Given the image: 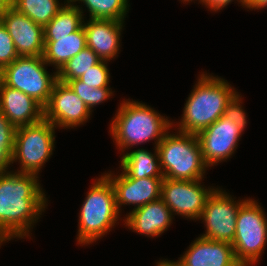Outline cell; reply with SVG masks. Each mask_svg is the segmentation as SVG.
<instances>
[{
	"mask_svg": "<svg viewBox=\"0 0 267 266\" xmlns=\"http://www.w3.org/2000/svg\"><path fill=\"white\" fill-rule=\"evenodd\" d=\"M234 0H201L200 3H202V5H206L205 7H207L210 11H220L223 8H225L229 3L233 2ZM237 2H239V4L242 5V7H246L247 6V2L248 0H236Z\"/></svg>",
	"mask_w": 267,
	"mask_h": 266,
	"instance_id": "obj_30",
	"label": "cell"
},
{
	"mask_svg": "<svg viewBox=\"0 0 267 266\" xmlns=\"http://www.w3.org/2000/svg\"><path fill=\"white\" fill-rule=\"evenodd\" d=\"M197 180H174L163 178L161 199L169 207L173 217L180 215L191 220H198L205 207V203L215 190L201 185Z\"/></svg>",
	"mask_w": 267,
	"mask_h": 266,
	"instance_id": "obj_10",
	"label": "cell"
},
{
	"mask_svg": "<svg viewBox=\"0 0 267 266\" xmlns=\"http://www.w3.org/2000/svg\"><path fill=\"white\" fill-rule=\"evenodd\" d=\"M47 66L43 56H19L0 71V81L29 95L44 108L58 81L57 72L50 75Z\"/></svg>",
	"mask_w": 267,
	"mask_h": 266,
	"instance_id": "obj_6",
	"label": "cell"
},
{
	"mask_svg": "<svg viewBox=\"0 0 267 266\" xmlns=\"http://www.w3.org/2000/svg\"><path fill=\"white\" fill-rule=\"evenodd\" d=\"M82 25L86 33L87 47L101 60L109 62L118 56L124 21L89 18L87 21L83 20Z\"/></svg>",
	"mask_w": 267,
	"mask_h": 266,
	"instance_id": "obj_16",
	"label": "cell"
},
{
	"mask_svg": "<svg viewBox=\"0 0 267 266\" xmlns=\"http://www.w3.org/2000/svg\"><path fill=\"white\" fill-rule=\"evenodd\" d=\"M72 4L83 2L92 19L124 21L129 11V0H69Z\"/></svg>",
	"mask_w": 267,
	"mask_h": 266,
	"instance_id": "obj_23",
	"label": "cell"
},
{
	"mask_svg": "<svg viewBox=\"0 0 267 266\" xmlns=\"http://www.w3.org/2000/svg\"><path fill=\"white\" fill-rule=\"evenodd\" d=\"M164 178L174 180L203 179L209 168L203 160L197 135L167 132L157 145Z\"/></svg>",
	"mask_w": 267,
	"mask_h": 266,
	"instance_id": "obj_5",
	"label": "cell"
},
{
	"mask_svg": "<svg viewBox=\"0 0 267 266\" xmlns=\"http://www.w3.org/2000/svg\"><path fill=\"white\" fill-rule=\"evenodd\" d=\"M104 175L113 185L119 213L122 205H135L133 209H136L161 198L163 178L136 179L129 177L123 170L119 175L112 174L111 171Z\"/></svg>",
	"mask_w": 267,
	"mask_h": 266,
	"instance_id": "obj_14",
	"label": "cell"
},
{
	"mask_svg": "<svg viewBox=\"0 0 267 266\" xmlns=\"http://www.w3.org/2000/svg\"><path fill=\"white\" fill-rule=\"evenodd\" d=\"M87 47L83 25L63 37H44V61L58 72L72 57Z\"/></svg>",
	"mask_w": 267,
	"mask_h": 266,
	"instance_id": "obj_19",
	"label": "cell"
},
{
	"mask_svg": "<svg viewBox=\"0 0 267 266\" xmlns=\"http://www.w3.org/2000/svg\"><path fill=\"white\" fill-rule=\"evenodd\" d=\"M232 198L226 190L215 188L208 197L198 220H203L206 230L201 237L232 243L235 237L239 207L246 201Z\"/></svg>",
	"mask_w": 267,
	"mask_h": 266,
	"instance_id": "obj_9",
	"label": "cell"
},
{
	"mask_svg": "<svg viewBox=\"0 0 267 266\" xmlns=\"http://www.w3.org/2000/svg\"><path fill=\"white\" fill-rule=\"evenodd\" d=\"M4 243H6L7 241L0 235V245H2ZM1 247V246H0Z\"/></svg>",
	"mask_w": 267,
	"mask_h": 266,
	"instance_id": "obj_34",
	"label": "cell"
},
{
	"mask_svg": "<svg viewBox=\"0 0 267 266\" xmlns=\"http://www.w3.org/2000/svg\"><path fill=\"white\" fill-rule=\"evenodd\" d=\"M179 266H241L231 243L196 238L185 254L175 261Z\"/></svg>",
	"mask_w": 267,
	"mask_h": 266,
	"instance_id": "obj_15",
	"label": "cell"
},
{
	"mask_svg": "<svg viewBox=\"0 0 267 266\" xmlns=\"http://www.w3.org/2000/svg\"><path fill=\"white\" fill-rule=\"evenodd\" d=\"M66 84L82 99L91 112L94 106L103 103L113 95V91L109 87H90L83 85L79 79L67 81Z\"/></svg>",
	"mask_w": 267,
	"mask_h": 266,
	"instance_id": "obj_26",
	"label": "cell"
},
{
	"mask_svg": "<svg viewBox=\"0 0 267 266\" xmlns=\"http://www.w3.org/2000/svg\"><path fill=\"white\" fill-rule=\"evenodd\" d=\"M55 129L44 118L40 122L16 128L12 164L19 161L20 170L15 172L39 176L41 168L53 154Z\"/></svg>",
	"mask_w": 267,
	"mask_h": 266,
	"instance_id": "obj_8",
	"label": "cell"
},
{
	"mask_svg": "<svg viewBox=\"0 0 267 266\" xmlns=\"http://www.w3.org/2000/svg\"><path fill=\"white\" fill-rule=\"evenodd\" d=\"M0 110L15 128L40 122L44 118V108L37 101L1 81Z\"/></svg>",
	"mask_w": 267,
	"mask_h": 266,
	"instance_id": "obj_17",
	"label": "cell"
},
{
	"mask_svg": "<svg viewBox=\"0 0 267 266\" xmlns=\"http://www.w3.org/2000/svg\"><path fill=\"white\" fill-rule=\"evenodd\" d=\"M179 1H181V2L183 1V3H186V2H187V3H188V2L190 3V2H192V1H194V0H179ZM195 1H196V0H195ZM198 1H199V3L201 2V0H198Z\"/></svg>",
	"mask_w": 267,
	"mask_h": 266,
	"instance_id": "obj_35",
	"label": "cell"
},
{
	"mask_svg": "<svg viewBox=\"0 0 267 266\" xmlns=\"http://www.w3.org/2000/svg\"><path fill=\"white\" fill-rule=\"evenodd\" d=\"M156 266H179V265L176 264L174 261L163 259L157 262Z\"/></svg>",
	"mask_w": 267,
	"mask_h": 266,
	"instance_id": "obj_33",
	"label": "cell"
},
{
	"mask_svg": "<svg viewBox=\"0 0 267 266\" xmlns=\"http://www.w3.org/2000/svg\"><path fill=\"white\" fill-rule=\"evenodd\" d=\"M125 216L122 220L129 230L151 238L160 236L173 222V215L161 198L133 209Z\"/></svg>",
	"mask_w": 267,
	"mask_h": 266,
	"instance_id": "obj_18",
	"label": "cell"
},
{
	"mask_svg": "<svg viewBox=\"0 0 267 266\" xmlns=\"http://www.w3.org/2000/svg\"><path fill=\"white\" fill-rule=\"evenodd\" d=\"M19 57L11 36L0 21V71Z\"/></svg>",
	"mask_w": 267,
	"mask_h": 266,
	"instance_id": "obj_28",
	"label": "cell"
},
{
	"mask_svg": "<svg viewBox=\"0 0 267 266\" xmlns=\"http://www.w3.org/2000/svg\"><path fill=\"white\" fill-rule=\"evenodd\" d=\"M256 200L246 199L239 207L235 237L232 244L237 262L241 266H252L267 243V217Z\"/></svg>",
	"mask_w": 267,
	"mask_h": 266,
	"instance_id": "obj_7",
	"label": "cell"
},
{
	"mask_svg": "<svg viewBox=\"0 0 267 266\" xmlns=\"http://www.w3.org/2000/svg\"><path fill=\"white\" fill-rule=\"evenodd\" d=\"M0 21L6 27L19 56H43V27L32 21L14 7L0 14Z\"/></svg>",
	"mask_w": 267,
	"mask_h": 266,
	"instance_id": "obj_13",
	"label": "cell"
},
{
	"mask_svg": "<svg viewBox=\"0 0 267 266\" xmlns=\"http://www.w3.org/2000/svg\"><path fill=\"white\" fill-rule=\"evenodd\" d=\"M154 150V154L144 148L127 151L121 157V168L131 178H164L160 168L158 150L156 147Z\"/></svg>",
	"mask_w": 267,
	"mask_h": 266,
	"instance_id": "obj_20",
	"label": "cell"
},
{
	"mask_svg": "<svg viewBox=\"0 0 267 266\" xmlns=\"http://www.w3.org/2000/svg\"><path fill=\"white\" fill-rule=\"evenodd\" d=\"M16 128L0 110V173L8 172L12 163Z\"/></svg>",
	"mask_w": 267,
	"mask_h": 266,
	"instance_id": "obj_25",
	"label": "cell"
},
{
	"mask_svg": "<svg viewBox=\"0 0 267 266\" xmlns=\"http://www.w3.org/2000/svg\"><path fill=\"white\" fill-rule=\"evenodd\" d=\"M92 112L66 83L57 81L44 107V119L56 128L70 129L84 125Z\"/></svg>",
	"mask_w": 267,
	"mask_h": 266,
	"instance_id": "obj_12",
	"label": "cell"
},
{
	"mask_svg": "<svg viewBox=\"0 0 267 266\" xmlns=\"http://www.w3.org/2000/svg\"><path fill=\"white\" fill-rule=\"evenodd\" d=\"M39 176L10 170L0 173V235L10 241L28 237L47 206Z\"/></svg>",
	"mask_w": 267,
	"mask_h": 266,
	"instance_id": "obj_1",
	"label": "cell"
},
{
	"mask_svg": "<svg viewBox=\"0 0 267 266\" xmlns=\"http://www.w3.org/2000/svg\"><path fill=\"white\" fill-rule=\"evenodd\" d=\"M243 130L224 115L197 134L204 163L208 167L229 159L236 151Z\"/></svg>",
	"mask_w": 267,
	"mask_h": 266,
	"instance_id": "obj_11",
	"label": "cell"
},
{
	"mask_svg": "<svg viewBox=\"0 0 267 266\" xmlns=\"http://www.w3.org/2000/svg\"><path fill=\"white\" fill-rule=\"evenodd\" d=\"M246 8L252 10H262L267 8V0H248Z\"/></svg>",
	"mask_w": 267,
	"mask_h": 266,
	"instance_id": "obj_31",
	"label": "cell"
},
{
	"mask_svg": "<svg viewBox=\"0 0 267 266\" xmlns=\"http://www.w3.org/2000/svg\"><path fill=\"white\" fill-rule=\"evenodd\" d=\"M83 8L70 1L43 28L44 37H63L77 31L83 24Z\"/></svg>",
	"mask_w": 267,
	"mask_h": 266,
	"instance_id": "obj_21",
	"label": "cell"
},
{
	"mask_svg": "<svg viewBox=\"0 0 267 266\" xmlns=\"http://www.w3.org/2000/svg\"><path fill=\"white\" fill-rule=\"evenodd\" d=\"M120 213L110 180L103 174L92 183L79 213L78 244L89 245L114 228Z\"/></svg>",
	"mask_w": 267,
	"mask_h": 266,
	"instance_id": "obj_4",
	"label": "cell"
},
{
	"mask_svg": "<svg viewBox=\"0 0 267 266\" xmlns=\"http://www.w3.org/2000/svg\"><path fill=\"white\" fill-rule=\"evenodd\" d=\"M119 106L109 132L122 154L134 145L151 140H156L154 147H157L168 130L175 125L168 117L160 115L143 102L125 99Z\"/></svg>",
	"mask_w": 267,
	"mask_h": 266,
	"instance_id": "obj_3",
	"label": "cell"
},
{
	"mask_svg": "<svg viewBox=\"0 0 267 266\" xmlns=\"http://www.w3.org/2000/svg\"><path fill=\"white\" fill-rule=\"evenodd\" d=\"M101 61L98 55L86 47L72 57L58 72V81L66 83L73 79H79L86 71Z\"/></svg>",
	"mask_w": 267,
	"mask_h": 266,
	"instance_id": "obj_24",
	"label": "cell"
},
{
	"mask_svg": "<svg viewBox=\"0 0 267 266\" xmlns=\"http://www.w3.org/2000/svg\"><path fill=\"white\" fill-rule=\"evenodd\" d=\"M67 2L65 0L64 4H60L59 0H13L12 7L44 28Z\"/></svg>",
	"mask_w": 267,
	"mask_h": 266,
	"instance_id": "obj_22",
	"label": "cell"
},
{
	"mask_svg": "<svg viewBox=\"0 0 267 266\" xmlns=\"http://www.w3.org/2000/svg\"><path fill=\"white\" fill-rule=\"evenodd\" d=\"M13 6V0H0V14Z\"/></svg>",
	"mask_w": 267,
	"mask_h": 266,
	"instance_id": "obj_32",
	"label": "cell"
},
{
	"mask_svg": "<svg viewBox=\"0 0 267 266\" xmlns=\"http://www.w3.org/2000/svg\"><path fill=\"white\" fill-rule=\"evenodd\" d=\"M237 93L227 80L203 72L186 100L178 131L197 135L224 114Z\"/></svg>",
	"mask_w": 267,
	"mask_h": 266,
	"instance_id": "obj_2",
	"label": "cell"
},
{
	"mask_svg": "<svg viewBox=\"0 0 267 266\" xmlns=\"http://www.w3.org/2000/svg\"><path fill=\"white\" fill-rule=\"evenodd\" d=\"M240 95L241 94L237 93L232 98V100L227 104L223 115L244 131L247 126V116L242 107V95Z\"/></svg>",
	"mask_w": 267,
	"mask_h": 266,
	"instance_id": "obj_29",
	"label": "cell"
},
{
	"mask_svg": "<svg viewBox=\"0 0 267 266\" xmlns=\"http://www.w3.org/2000/svg\"><path fill=\"white\" fill-rule=\"evenodd\" d=\"M107 64V61L101 60L98 64L86 71L79 80L83 82V85H89L90 87H108L110 73Z\"/></svg>",
	"mask_w": 267,
	"mask_h": 266,
	"instance_id": "obj_27",
	"label": "cell"
}]
</instances>
